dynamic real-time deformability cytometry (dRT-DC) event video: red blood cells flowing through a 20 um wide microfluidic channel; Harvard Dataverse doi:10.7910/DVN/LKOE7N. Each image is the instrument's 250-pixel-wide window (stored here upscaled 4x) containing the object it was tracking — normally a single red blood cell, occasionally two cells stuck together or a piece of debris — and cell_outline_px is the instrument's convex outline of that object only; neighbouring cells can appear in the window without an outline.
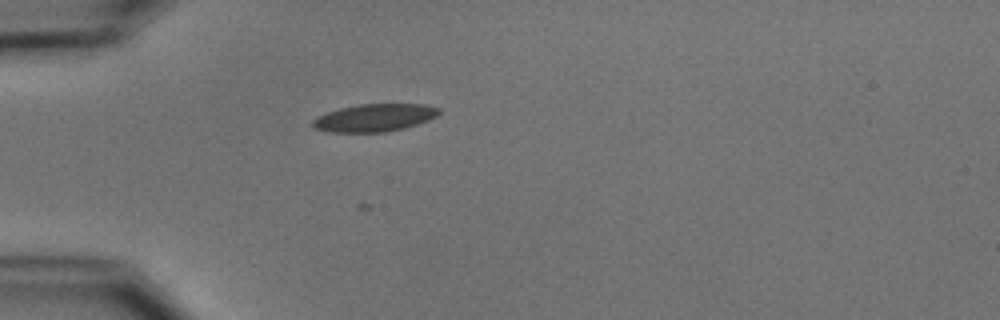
{"species": "common noctule bat (a hibernating species)", "species_latin": "Nyctalus noctula", "temperature_condition": "cold", "stored_images_in_passage": 42, "camera_frame_rate_fps": 3000, "um_per_image_px": 0.085, "animal": {"sex": "male", "body_mass_g": 15.6}, "frame": {"image": 1, "passage_image": 4, "time_ms": 1.0, "image_size_px": [1000, 320], "cell_outline_px": [[440, 112], [436, 116], [428, 120], [404, 128], [384, 132], [328, 132], [316, 128], [312, 124], [312, 120], [328, 112], [340, 108], [360, 104], [428, 104], [440, 108]], "centroid_in_image_um": [31.87, 10.0], "position_along_channel_um": 53.1, "area_um2": 20.17}}
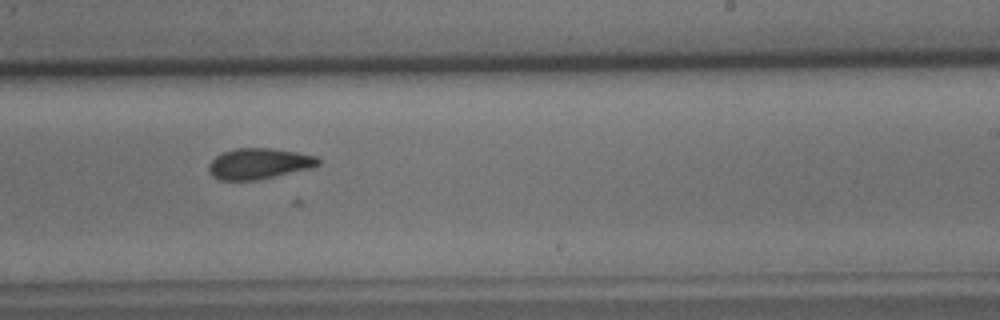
{"frame": {"image": 2, "passage_image": 22, "time_ms": 7.0, "image_size_px": [1000, 320], "cell_outline_px": [[320, 164], [312, 168], [256, 180], [220, 180], [212, 176], [208, 172], [208, 164], [216, 156], [224, 152], [236, 148], [272, 148], [296, 152], [316, 156], [320, 160]], "centroid_in_image_um": [22.0, 13.91], "position_along_channel_um": 267.0, "area_um2": 19.65}}
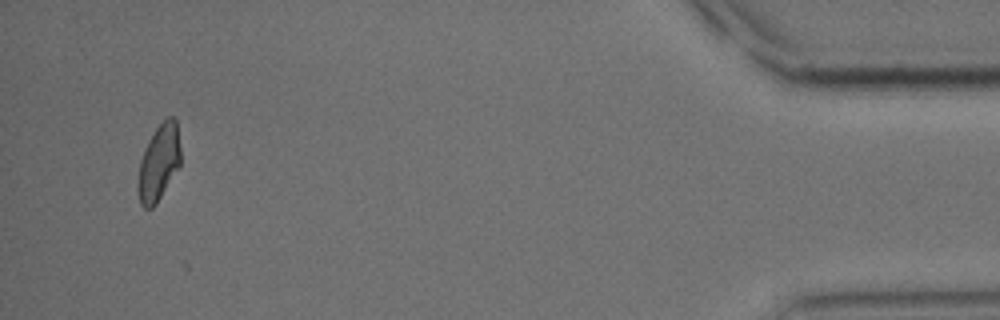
{"frame": {"image": 3, "passage_image": 40, "time_ms": 13.0, "image_size_px": [1000, 320], "cell_outline_px": [[180, 164], [156, 204], [152, 208], [144, 208], [140, 204], [136, 188], [140, 160], [148, 140], [156, 128], [168, 116], [172, 116], [176, 120], [180, 148]], "centroid_in_image_um": [13.47, 13.84], "position_along_channel_um": 421.7, "area_um2": 18.84}, "authors_computed_cell_mechanics": {"area_um2": 19.5364, "velocity_mm_per_s": 3.7503, "shape_relaxation_time_tau1_ms": null, "shape_relaxation_time_tau2_ms": 3.1147, "deformation_change_tau1": null, "deformation_change_tau2": 0.0891}}